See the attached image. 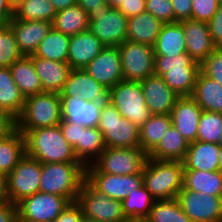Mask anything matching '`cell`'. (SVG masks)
<instances>
[{"mask_svg":"<svg viewBox=\"0 0 222 222\" xmlns=\"http://www.w3.org/2000/svg\"><path fill=\"white\" fill-rule=\"evenodd\" d=\"M19 131L25 136L26 154L41 163L80 162L60 125Z\"/></svg>","mask_w":222,"mask_h":222,"instance_id":"1","label":"cell"},{"mask_svg":"<svg viewBox=\"0 0 222 222\" xmlns=\"http://www.w3.org/2000/svg\"><path fill=\"white\" fill-rule=\"evenodd\" d=\"M85 178L86 167L81 162L42 163L39 191L76 202Z\"/></svg>","mask_w":222,"mask_h":222,"instance_id":"2","label":"cell"},{"mask_svg":"<svg viewBox=\"0 0 222 222\" xmlns=\"http://www.w3.org/2000/svg\"><path fill=\"white\" fill-rule=\"evenodd\" d=\"M142 176L145 188L155 200L174 199L183 189L184 164L147 158Z\"/></svg>","mask_w":222,"mask_h":222,"instance_id":"3","label":"cell"},{"mask_svg":"<svg viewBox=\"0 0 222 222\" xmlns=\"http://www.w3.org/2000/svg\"><path fill=\"white\" fill-rule=\"evenodd\" d=\"M200 64L197 63L187 52L178 56H154V75L163 78L179 97L191 96Z\"/></svg>","mask_w":222,"mask_h":222,"instance_id":"4","label":"cell"},{"mask_svg":"<svg viewBox=\"0 0 222 222\" xmlns=\"http://www.w3.org/2000/svg\"><path fill=\"white\" fill-rule=\"evenodd\" d=\"M59 93L43 91L25 98L21 115L17 118L18 130L53 127L61 123Z\"/></svg>","mask_w":222,"mask_h":222,"instance_id":"5","label":"cell"},{"mask_svg":"<svg viewBox=\"0 0 222 222\" xmlns=\"http://www.w3.org/2000/svg\"><path fill=\"white\" fill-rule=\"evenodd\" d=\"M148 155L140 148L105 147L86 173H108L111 175L142 174Z\"/></svg>","mask_w":222,"mask_h":222,"instance_id":"6","label":"cell"},{"mask_svg":"<svg viewBox=\"0 0 222 222\" xmlns=\"http://www.w3.org/2000/svg\"><path fill=\"white\" fill-rule=\"evenodd\" d=\"M97 127L102 132L105 147H140V127L123 118L118 110L108 101L102 105Z\"/></svg>","mask_w":222,"mask_h":222,"instance_id":"7","label":"cell"},{"mask_svg":"<svg viewBox=\"0 0 222 222\" xmlns=\"http://www.w3.org/2000/svg\"><path fill=\"white\" fill-rule=\"evenodd\" d=\"M108 102L123 118L139 127L145 124L151 116L140 81L121 80L108 90Z\"/></svg>","mask_w":222,"mask_h":222,"instance_id":"8","label":"cell"},{"mask_svg":"<svg viewBox=\"0 0 222 222\" xmlns=\"http://www.w3.org/2000/svg\"><path fill=\"white\" fill-rule=\"evenodd\" d=\"M76 203L82 209L84 218L97 222H124L122 202L109 198L97 190L86 178L77 195Z\"/></svg>","mask_w":222,"mask_h":222,"instance_id":"9","label":"cell"},{"mask_svg":"<svg viewBox=\"0 0 222 222\" xmlns=\"http://www.w3.org/2000/svg\"><path fill=\"white\" fill-rule=\"evenodd\" d=\"M89 28L105 46L119 47L126 40L128 18L116 8L88 12Z\"/></svg>","mask_w":222,"mask_h":222,"instance_id":"10","label":"cell"},{"mask_svg":"<svg viewBox=\"0 0 222 222\" xmlns=\"http://www.w3.org/2000/svg\"><path fill=\"white\" fill-rule=\"evenodd\" d=\"M42 163L27 154L6 175L9 201L17 204L39 192Z\"/></svg>","mask_w":222,"mask_h":222,"instance_id":"11","label":"cell"},{"mask_svg":"<svg viewBox=\"0 0 222 222\" xmlns=\"http://www.w3.org/2000/svg\"><path fill=\"white\" fill-rule=\"evenodd\" d=\"M70 202L60 195L37 192L17 203L23 222H53Z\"/></svg>","mask_w":222,"mask_h":222,"instance_id":"12","label":"cell"},{"mask_svg":"<svg viewBox=\"0 0 222 222\" xmlns=\"http://www.w3.org/2000/svg\"><path fill=\"white\" fill-rule=\"evenodd\" d=\"M118 49L123 80L141 81L154 75L153 46L125 40Z\"/></svg>","mask_w":222,"mask_h":222,"instance_id":"13","label":"cell"},{"mask_svg":"<svg viewBox=\"0 0 222 222\" xmlns=\"http://www.w3.org/2000/svg\"><path fill=\"white\" fill-rule=\"evenodd\" d=\"M177 200L192 222H222V197L181 190Z\"/></svg>","mask_w":222,"mask_h":222,"instance_id":"14","label":"cell"},{"mask_svg":"<svg viewBox=\"0 0 222 222\" xmlns=\"http://www.w3.org/2000/svg\"><path fill=\"white\" fill-rule=\"evenodd\" d=\"M83 69L108 90L123 80L121 57L118 47L105 46Z\"/></svg>","mask_w":222,"mask_h":222,"instance_id":"15","label":"cell"},{"mask_svg":"<svg viewBox=\"0 0 222 222\" xmlns=\"http://www.w3.org/2000/svg\"><path fill=\"white\" fill-rule=\"evenodd\" d=\"M59 96H71L87 102H107L108 89L94 80L83 68L71 69Z\"/></svg>","mask_w":222,"mask_h":222,"instance_id":"16","label":"cell"},{"mask_svg":"<svg viewBox=\"0 0 222 222\" xmlns=\"http://www.w3.org/2000/svg\"><path fill=\"white\" fill-rule=\"evenodd\" d=\"M86 179L107 197L123 201L129 193L143 185L142 174L111 175L108 173H86Z\"/></svg>","mask_w":222,"mask_h":222,"instance_id":"17","label":"cell"},{"mask_svg":"<svg viewBox=\"0 0 222 222\" xmlns=\"http://www.w3.org/2000/svg\"><path fill=\"white\" fill-rule=\"evenodd\" d=\"M146 106L151 114H170L179 96L164 82L152 75L140 81Z\"/></svg>","mask_w":222,"mask_h":222,"instance_id":"18","label":"cell"},{"mask_svg":"<svg viewBox=\"0 0 222 222\" xmlns=\"http://www.w3.org/2000/svg\"><path fill=\"white\" fill-rule=\"evenodd\" d=\"M202 111L191 96H183L178 98L170 113L172 126L188 143L197 140L199 118Z\"/></svg>","mask_w":222,"mask_h":222,"instance_id":"19","label":"cell"},{"mask_svg":"<svg viewBox=\"0 0 222 222\" xmlns=\"http://www.w3.org/2000/svg\"><path fill=\"white\" fill-rule=\"evenodd\" d=\"M185 36L186 52L201 64L216 48L211 39L208 23L188 19L181 21Z\"/></svg>","mask_w":222,"mask_h":222,"instance_id":"20","label":"cell"},{"mask_svg":"<svg viewBox=\"0 0 222 222\" xmlns=\"http://www.w3.org/2000/svg\"><path fill=\"white\" fill-rule=\"evenodd\" d=\"M8 25L15 35L20 51L25 56L35 53L41 41L52 28V22L45 20L26 21L12 19Z\"/></svg>","mask_w":222,"mask_h":222,"instance_id":"21","label":"cell"},{"mask_svg":"<svg viewBox=\"0 0 222 222\" xmlns=\"http://www.w3.org/2000/svg\"><path fill=\"white\" fill-rule=\"evenodd\" d=\"M62 120L85 127H97L104 102H87L84 99L60 96Z\"/></svg>","mask_w":222,"mask_h":222,"instance_id":"22","label":"cell"},{"mask_svg":"<svg viewBox=\"0 0 222 222\" xmlns=\"http://www.w3.org/2000/svg\"><path fill=\"white\" fill-rule=\"evenodd\" d=\"M105 45L89 30L70 36L68 61L71 69L86 67Z\"/></svg>","mask_w":222,"mask_h":222,"instance_id":"23","label":"cell"},{"mask_svg":"<svg viewBox=\"0 0 222 222\" xmlns=\"http://www.w3.org/2000/svg\"><path fill=\"white\" fill-rule=\"evenodd\" d=\"M37 75L39 76L43 91L60 93L71 71L67 62H59L29 55Z\"/></svg>","mask_w":222,"mask_h":222,"instance_id":"24","label":"cell"},{"mask_svg":"<svg viewBox=\"0 0 222 222\" xmlns=\"http://www.w3.org/2000/svg\"><path fill=\"white\" fill-rule=\"evenodd\" d=\"M220 144L194 141L189 143L183 161L184 170L217 171L219 170Z\"/></svg>","mask_w":222,"mask_h":222,"instance_id":"25","label":"cell"},{"mask_svg":"<svg viewBox=\"0 0 222 222\" xmlns=\"http://www.w3.org/2000/svg\"><path fill=\"white\" fill-rule=\"evenodd\" d=\"M163 23L148 11L127 20L126 40L154 46Z\"/></svg>","mask_w":222,"mask_h":222,"instance_id":"26","label":"cell"},{"mask_svg":"<svg viewBox=\"0 0 222 222\" xmlns=\"http://www.w3.org/2000/svg\"><path fill=\"white\" fill-rule=\"evenodd\" d=\"M191 97L204 111L222 113V85L198 73Z\"/></svg>","mask_w":222,"mask_h":222,"instance_id":"27","label":"cell"},{"mask_svg":"<svg viewBox=\"0 0 222 222\" xmlns=\"http://www.w3.org/2000/svg\"><path fill=\"white\" fill-rule=\"evenodd\" d=\"M185 36L181 22L163 24L153 46L155 55L178 56L186 53Z\"/></svg>","mask_w":222,"mask_h":222,"instance_id":"28","label":"cell"},{"mask_svg":"<svg viewBox=\"0 0 222 222\" xmlns=\"http://www.w3.org/2000/svg\"><path fill=\"white\" fill-rule=\"evenodd\" d=\"M13 80L25 98L43 92V88L30 56H23L10 67Z\"/></svg>","mask_w":222,"mask_h":222,"instance_id":"29","label":"cell"},{"mask_svg":"<svg viewBox=\"0 0 222 222\" xmlns=\"http://www.w3.org/2000/svg\"><path fill=\"white\" fill-rule=\"evenodd\" d=\"M182 190L222 197V173L219 170H184Z\"/></svg>","mask_w":222,"mask_h":222,"instance_id":"30","label":"cell"},{"mask_svg":"<svg viewBox=\"0 0 222 222\" xmlns=\"http://www.w3.org/2000/svg\"><path fill=\"white\" fill-rule=\"evenodd\" d=\"M189 143L174 126L167 130L158 146L148 155V158L162 161L183 162Z\"/></svg>","mask_w":222,"mask_h":222,"instance_id":"31","label":"cell"},{"mask_svg":"<svg viewBox=\"0 0 222 222\" xmlns=\"http://www.w3.org/2000/svg\"><path fill=\"white\" fill-rule=\"evenodd\" d=\"M171 126L170 114H151L149 120L140 126V148L149 155L158 146Z\"/></svg>","mask_w":222,"mask_h":222,"instance_id":"32","label":"cell"},{"mask_svg":"<svg viewBox=\"0 0 222 222\" xmlns=\"http://www.w3.org/2000/svg\"><path fill=\"white\" fill-rule=\"evenodd\" d=\"M25 97L15 84L9 67H0V109L18 118L24 108Z\"/></svg>","mask_w":222,"mask_h":222,"instance_id":"33","label":"cell"},{"mask_svg":"<svg viewBox=\"0 0 222 222\" xmlns=\"http://www.w3.org/2000/svg\"><path fill=\"white\" fill-rule=\"evenodd\" d=\"M52 28L67 36L84 32L89 28L88 13L78 4L60 10L52 21Z\"/></svg>","mask_w":222,"mask_h":222,"instance_id":"34","label":"cell"},{"mask_svg":"<svg viewBox=\"0 0 222 222\" xmlns=\"http://www.w3.org/2000/svg\"><path fill=\"white\" fill-rule=\"evenodd\" d=\"M26 154L25 136L17 129L9 137L0 140V171L7 175Z\"/></svg>","mask_w":222,"mask_h":222,"instance_id":"35","label":"cell"},{"mask_svg":"<svg viewBox=\"0 0 222 222\" xmlns=\"http://www.w3.org/2000/svg\"><path fill=\"white\" fill-rule=\"evenodd\" d=\"M104 149V139L99 128L85 127L81 131L80 144L74 152L78 160L86 167L91 165Z\"/></svg>","mask_w":222,"mask_h":222,"instance_id":"36","label":"cell"},{"mask_svg":"<svg viewBox=\"0 0 222 222\" xmlns=\"http://www.w3.org/2000/svg\"><path fill=\"white\" fill-rule=\"evenodd\" d=\"M69 42L70 36L51 28L33 55L48 60L67 62Z\"/></svg>","mask_w":222,"mask_h":222,"instance_id":"37","label":"cell"},{"mask_svg":"<svg viewBox=\"0 0 222 222\" xmlns=\"http://www.w3.org/2000/svg\"><path fill=\"white\" fill-rule=\"evenodd\" d=\"M57 11L50 0H24L13 10V18L26 21L52 22Z\"/></svg>","mask_w":222,"mask_h":222,"instance_id":"38","label":"cell"},{"mask_svg":"<svg viewBox=\"0 0 222 222\" xmlns=\"http://www.w3.org/2000/svg\"><path fill=\"white\" fill-rule=\"evenodd\" d=\"M155 201L143 184L122 201L123 214L126 218H146Z\"/></svg>","mask_w":222,"mask_h":222,"instance_id":"39","label":"cell"},{"mask_svg":"<svg viewBox=\"0 0 222 222\" xmlns=\"http://www.w3.org/2000/svg\"><path fill=\"white\" fill-rule=\"evenodd\" d=\"M146 218L150 222H192L182 210L177 198L156 200Z\"/></svg>","mask_w":222,"mask_h":222,"instance_id":"40","label":"cell"},{"mask_svg":"<svg viewBox=\"0 0 222 222\" xmlns=\"http://www.w3.org/2000/svg\"><path fill=\"white\" fill-rule=\"evenodd\" d=\"M221 133L222 113L203 110L199 118L197 140L219 144Z\"/></svg>","mask_w":222,"mask_h":222,"instance_id":"41","label":"cell"},{"mask_svg":"<svg viewBox=\"0 0 222 222\" xmlns=\"http://www.w3.org/2000/svg\"><path fill=\"white\" fill-rule=\"evenodd\" d=\"M23 56L11 27L3 26L0 29V67H10Z\"/></svg>","mask_w":222,"mask_h":222,"instance_id":"42","label":"cell"},{"mask_svg":"<svg viewBox=\"0 0 222 222\" xmlns=\"http://www.w3.org/2000/svg\"><path fill=\"white\" fill-rule=\"evenodd\" d=\"M200 72L222 85V47H216L200 64Z\"/></svg>","mask_w":222,"mask_h":222,"instance_id":"43","label":"cell"},{"mask_svg":"<svg viewBox=\"0 0 222 222\" xmlns=\"http://www.w3.org/2000/svg\"><path fill=\"white\" fill-rule=\"evenodd\" d=\"M145 6L163 24L176 22L171 0H146Z\"/></svg>","mask_w":222,"mask_h":222,"instance_id":"44","label":"cell"},{"mask_svg":"<svg viewBox=\"0 0 222 222\" xmlns=\"http://www.w3.org/2000/svg\"><path fill=\"white\" fill-rule=\"evenodd\" d=\"M219 6L217 0H192L191 19L208 23Z\"/></svg>","mask_w":222,"mask_h":222,"instance_id":"45","label":"cell"},{"mask_svg":"<svg viewBox=\"0 0 222 222\" xmlns=\"http://www.w3.org/2000/svg\"><path fill=\"white\" fill-rule=\"evenodd\" d=\"M64 138L75 150L80 144L81 131L84 130L85 126L78 125L72 122H66L62 120L59 124Z\"/></svg>","mask_w":222,"mask_h":222,"instance_id":"46","label":"cell"},{"mask_svg":"<svg viewBox=\"0 0 222 222\" xmlns=\"http://www.w3.org/2000/svg\"><path fill=\"white\" fill-rule=\"evenodd\" d=\"M209 33L213 44L216 47H222V6L218 7L217 12L208 22Z\"/></svg>","mask_w":222,"mask_h":222,"instance_id":"47","label":"cell"},{"mask_svg":"<svg viewBox=\"0 0 222 222\" xmlns=\"http://www.w3.org/2000/svg\"><path fill=\"white\" fill-rule=\"evenodd\" d=\"M17 130V118L10 112L0 109V140L12 135Z\"/></svg>","mask_w":222,"mask_h":222,"instance_id":"48","label":"cell"},{"mask_svg":"<svg viewBox=\"0 0 222 222\" xmlns=\"http://www.w3.org/2000/svg\"><path fill=\"white\" fill-rule=\"evenodd\" d=\"M82 209L76 202H71L53 222H81Z\"/></svg>","mask_w":222,"mask_h":222,"instance_id":"49","label":"cell"},{"mask_svg":"<svg viewBox=\"0 0 222 222\" xmlns=\"http://www.w3.org/2000/svg\"><path fill=\"white\" fill-rule=\"evenodd\" d=\"M176 22L191 19L192 0H171Z\"/></svg>","mask_w":222,"mask_h":222,"instance_id":"50","label":"cell"},{"mask_svg":"<svg viewBox=\"0 0 222 222\" xmlns=\"http://www.w3.org/2000/svg\"><path fill=\"white\" fill-rule=\"evenodd\" d=\"M145 3L146 0H125L117 9L130 18L146 11Z\"/></svg>","mask_w":222,"mask_h":222,"instance_id":"51","label":"cell"},{"mask_svg":"<svg viewBox=\"0 0 222 222\" xmlns=\"http://www.w3.org/2000/svg\"><path fill=\"white\" fill-rule=\"evenodd\" d=\"M18 219L17 204L8 202L0 205V222H16Z\"/></svg>","mask_w":222,"mask_h":222,"instance_id":"52","label":"cell"},{"mask_svg":"<svg viewBox=\"0 0 222 222\" xmlns=\"http://www.w3.org/2000/svg\"><path fill=\"white\" fill-rule=\"evenodd\" d=\"M78 4L84 11L88 12H98L100 8H106V0H76Z\"/></svg>","mask_w":222,"mask_h":222,"instance_id":"53","label":"cell"},{"mask_svg":"<svg viewBox=\"0 0 222 222\" xmlns=\"http://www.w3.org/2000/svg\"><path fill=\"white\" fill-rule=\"evenodd\" d=\"M13 18V10L8 5L7 0H0V23L7 26Z\"/></svg>","mask_w":222,"mask_h":222,"instance_id":"54","label":"cell"},{"mask_svg":"<svg viewBox=\"0 0 222 222\" xmlns=\"http://www.w3.org/2000/svg\"><path fill=\"white\" fill-rule=\"evenodd\" d=\"M10 202L7 191V178L5 174H0V205Z\"/></svg>","mask_w":222,"mask_h":222,"instance_id":"55","label":"cell"},{"mask_svg":"<svg viewBox=\"0 0 222 222\" xmlns=\"http://www.w3.org/2000/svg\"><path fill=\"white\" fill-rule=\"evenodd\" d=\"M54 5L56 11H60L66 9L68 7L74 6L76 4V0H50Z\"/></svg>","mask_w":222,"mask_h":222,"instance_id":"56","label":"cell"},{"mask_svg":"<svg viewBox=\"0 0 222 222\" xmlns=\"http://www.w3.org/2000/svg\"><path fill=\"white\" fill-rule=\"evenodd\" d=\"M107 1V5L110 7V8H118L121 3H124L125 0H106Z\"/></svg>","mask_w":222,"mask_h":222,"instance_id":"57","label":"cell"},{"mask_svg":"<svg viewBox=\"0 0 222 222\" xmlns=\"http://www.w3.org/2000/svg\"><path fill=\"white\" fill-rule=\"evenodd\" d=\"M24 0H7L8 5L12 10L17 8Z\"/></svg>","mask_w":222,"mask_h":222,"instance_id":"58","label":"cell"},{"mask_svg":"<svg viewBox=\"0 0 222 222\" xmlns=\"http://www.w3.org/2000/svg\"><path fill=\"white\" fill-rule=\"evenodd\" d=\"M124 222H150V221L147 218L134 217V218H126Z\"/></svg>","mask_w":222,"mask_h":222,"instance_id":"59","label":"cell"},{"mask_svg":"<svg viewBox=\"0 0 222 222\" xmlns=\"http://www.w3.org/2000/svg\"><path fill=\"white\" fill-rule=\"evenodd\" d=\"M219 171L222 173V146L220 147V153H219Z\"/></svg>","mask_w":222,"mask_h":222,"instance_id":"60","label":"cell"},{"mask_svg":"<svg viewBox=\"0 0 222 222\" xmlns=\"http://www.w3.org/2000/svg\"><path fill=\"white\" fill-rule=\"evenodd\" d=\"M81 222H97V221L91 220V219H87V218H84V217H83V219H82Z\"/></svg>","mask_w":222,"mask_h":222,"instance_id":"61","label":"cell"},{"mask_svg":"<svg viewBox=\"0 0 222 222\" xmlns=\"http://www.w3.org/2000/svg\"><path fill=\"white\" fill-rule=\"evenodd\" d=\"M218 4L222 6V0H217Z\"/></svg>","mask_w":222,"mask_h":222,"instance_id":"62","label":"cell"},{"mask_svg":"<svg viewBox=\"0 0 222 222\" xmlns=\"http://www.w3.org/2000/svg\"><path fill=\"white\" fill-rule=\"evenodd\" d=\"M219 144L222 146V133H221V138H220V143Z\"/></svg>","mask_w":222,"mask_h":222,"instance_id":"63","label":"cell"},{"mask_svg":"<svg viewBox=\"0 0 222 222\" xmlns=\"http://www.w3.org/2000/svg\"><path fill=\"white\" fill-rule=\"evenodd\" d=\"M16 222H23L22 220H20L19 218L16 220Z\"/></svg>","mask_w":222,"mask_h":222,"instance_id":"64","label":"cell"}]
</instances>
